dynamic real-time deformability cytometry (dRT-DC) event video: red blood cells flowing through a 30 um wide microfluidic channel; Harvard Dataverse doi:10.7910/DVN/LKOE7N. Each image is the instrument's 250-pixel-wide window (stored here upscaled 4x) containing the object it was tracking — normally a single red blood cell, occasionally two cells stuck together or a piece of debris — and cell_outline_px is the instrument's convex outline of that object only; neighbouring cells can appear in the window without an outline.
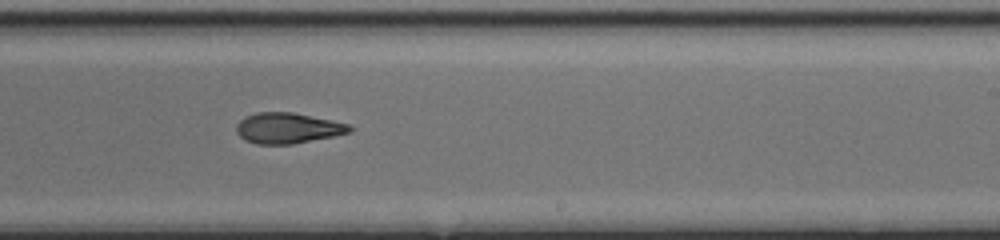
{"species": "common noctule bat (a hibernating species)", "species_latin": "Nyctalus noctula", "temperature_condition": "cold", "stored_images_in_passage": 31, "camera_frame_rate_fps": 3000, "um_per_image_px": 0.085, "animal": {"sex": "female", "body_mass_g": 17.0, "forearm_length_mm": 48.0}, "frame": {"image": 1, "passage_image": 18, "time_ms": 5.667, "image_size_px": [1000, 240], "cell_outline_px": [[352, 132], [292, 144], [256, 144], [244, 140], [236, 132], [236, 124], [244, 116], [256, 112], [292, 112], [332, 120], [348, 124], [352, 128]], "centroid_in_image_um": [24.41, 10.88], "position_along_channel_um": 264.6, "area_um2": 20.23}}